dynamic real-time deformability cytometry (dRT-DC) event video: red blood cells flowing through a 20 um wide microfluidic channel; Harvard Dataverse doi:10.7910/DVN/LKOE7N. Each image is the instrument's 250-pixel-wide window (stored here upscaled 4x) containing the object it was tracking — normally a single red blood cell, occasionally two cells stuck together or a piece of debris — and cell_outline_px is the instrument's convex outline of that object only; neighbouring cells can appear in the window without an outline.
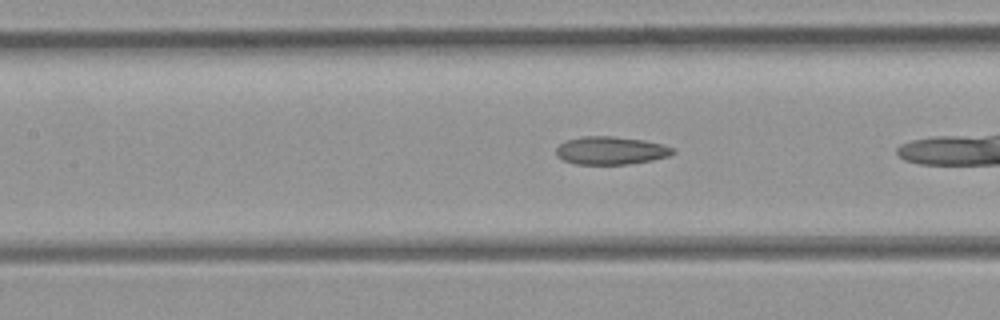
{"species": "common noctule bat (a hibernating species)", "species_latin": "Nyctalus noctula", "temperature_condition": "room temperature", "stored_images_in_passage": 26, "camera_frame_rate_fps": 3000, "um_per_image_px": 0.085, "animal": {"sex": "female", "body_mass_g": 21.9}, "frame": {"image": 1, "passage_image": 9, "time_ms": 2.667, "image_size_px": [1000, 320], "cell_outline_px": [[676, 152], [668, 156], [652, 160], [628, 164], [576, 164], [564, 160], [556, 156], [556, 148], [560, 144], [568, 140], [580, 136], [612, 136], [644, 140], [664, 144], [676, 148]], "centroid_in_image_um": [51.95, 12.79], "position_along_channel_um": 155.4, "area_um2": 19.13}}
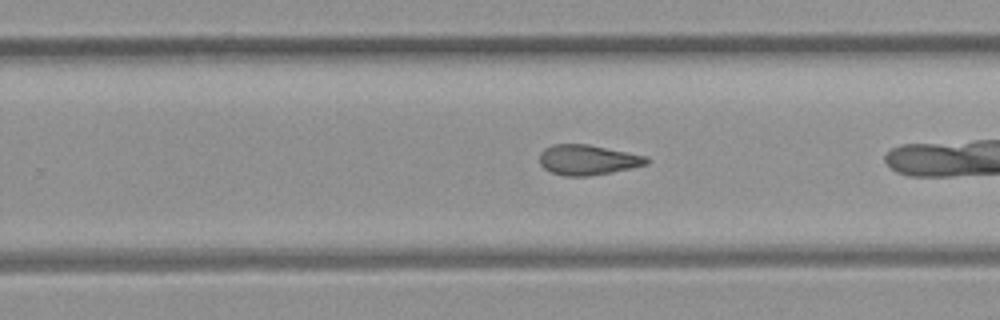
{"frame": {"image": 2, "passage_image": 18, "time_ms": 5.667, "image_size_px": [1000, 320], "cell_outline_px": [[648, 164], [632, 168], [612, 172], [588, 176], [564, 176], [552, 172], [544, 168], [540, 164], [540, 152], [544, 148], [552, 144], [588, 144], [648, 156]], "centroid_in_image_um": [49.96, 13.58], "position_along_channel_um": 279.8, "area_um2": 18.9}}
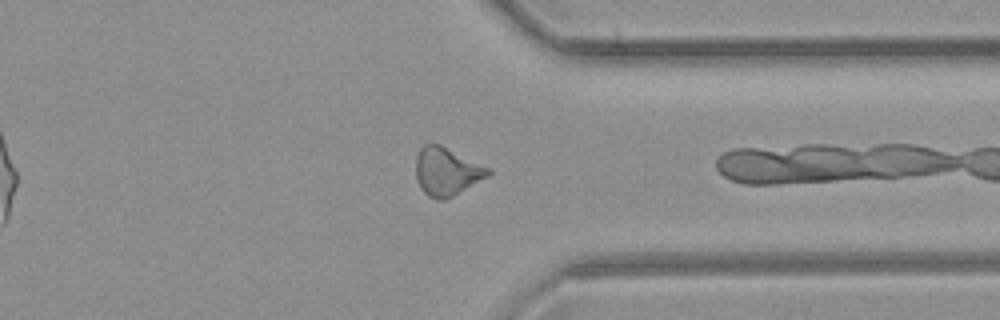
{"frame": {"image": 3, "passage_image": 25, "time_ms": 8.0, "image_size_px": [1000, 320], "cell_outline_px": [[492, 172], [488, 176], [452, 196], [444, 200], [436, 200], [428, 196], [420, 188], [416, 180], [416, 156], [420, 148], [424, 144], [440, 144], [492, 168]], "centroid_in_image_um": [37.97, 14.57], "position_along_channel_um": 373.4, "area_um2": 20.4}}